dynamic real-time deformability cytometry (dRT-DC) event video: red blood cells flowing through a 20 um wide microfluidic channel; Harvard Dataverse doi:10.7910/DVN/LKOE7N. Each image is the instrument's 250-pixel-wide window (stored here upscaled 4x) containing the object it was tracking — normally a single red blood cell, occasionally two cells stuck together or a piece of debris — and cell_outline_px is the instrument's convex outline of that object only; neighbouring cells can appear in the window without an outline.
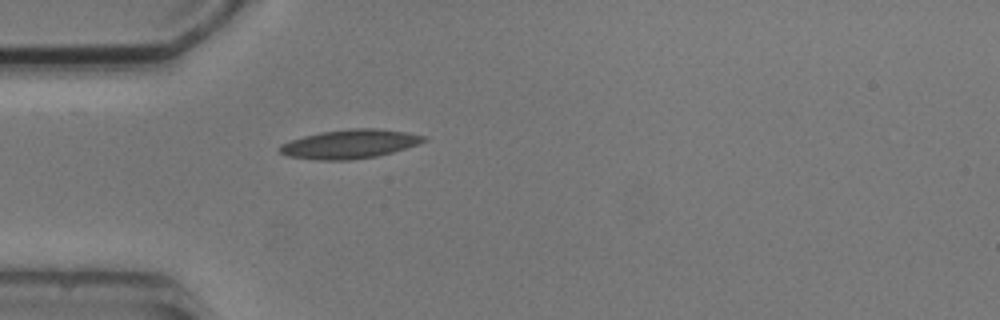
{"species": "common noctule bat (a hibernating species)", "species_latin": "Nyctalus noctula", "temperature_condition": "cold", "stored_images_in_passage": 1, "camera_frame_rate_fps": 3000, "um_per_image_px": 0.085, "animal": {"sex": "male", "body_mass_g": 20.5, "forearm_length_mm": 52.5}, "frame": {"image": 1, "passage_image": 1, "time_ms": 0.0, "image_size_px": [1000, 320], "cell_outline_px": [[428, 140], [392, 152], [376, 156], [352, 160], [316, 160], [288, 156], [280, 152], [280, 144], [304, 136], [320, 132], [352, 128], [376, 128], [404, 132], [428, 136]], "centroid_in_image_um": [29.73, 12.24], "position_along_channel_um": 55.3, "area_um2": 24.1}}